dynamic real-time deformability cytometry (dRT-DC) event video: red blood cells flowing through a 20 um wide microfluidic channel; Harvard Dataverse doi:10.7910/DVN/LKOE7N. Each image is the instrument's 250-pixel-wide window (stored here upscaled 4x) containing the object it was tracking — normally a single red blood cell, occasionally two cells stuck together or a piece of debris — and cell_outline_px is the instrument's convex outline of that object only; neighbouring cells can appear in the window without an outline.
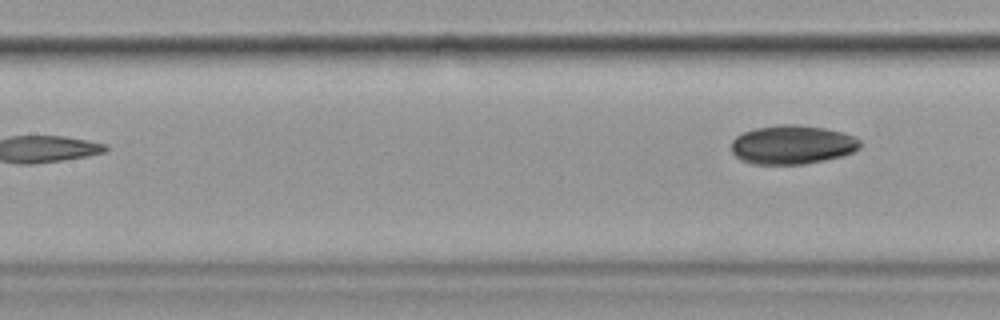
{"species": "common noctule bat (a hibernating species)", "species_latin": "Nyctalus noctula", "temperature_condition": "cold", "stored_images_in_passage": 9, "camera_frame_rate_fps": 3000, "um_per_image_px": 0.085, "animal": {"sex": "female", "body_mass_g": 19.9}, "frame": {"image": 1, "passage_image": 9, "time_ms": 10.333, "image_size_px": [1000, 320], "cell_outline_px": [[860, 148], [844, 156], [804, 164], [752, 164], [740, 160], [732, 152], [732, 140], [736, 136], [744, 132], [756, 128], [776, 124], [796, 124], [824, 128], [856, 136], [860, 140]], "centroid_in_image_um": [67.34, 12.3], "position_along_channel_um": 140.1, "area_um2": 29.36}}